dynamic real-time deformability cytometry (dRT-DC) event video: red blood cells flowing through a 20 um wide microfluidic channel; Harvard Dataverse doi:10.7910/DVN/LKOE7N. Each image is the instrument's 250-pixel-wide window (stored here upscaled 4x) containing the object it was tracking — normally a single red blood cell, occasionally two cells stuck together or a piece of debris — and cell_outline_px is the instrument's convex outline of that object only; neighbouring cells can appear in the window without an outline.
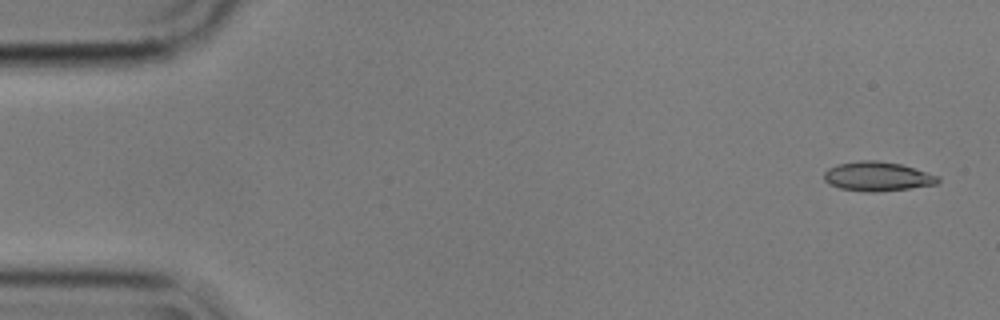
{"species": "common noctule bat (a hibernating species)", "species_latin": "Nyctalus noctula", "temperature_condition": "cold", "stored_images_in_passage": 4, "camera_frame_rate_fps": 3000, "um_per_image_px": 0.085, "animal": {"sex": "male", "body_mass_g": 17.9}, "frame": {"image": 1, "passage_image": 1, "time_ms": 0.0, "image_size_px": [1000, 320], "cell_outline_px": [[940, 180], [936, 184], [908, 188], [876, 192], [864, 192], [840, 188], [828, 184], [824, 180], [824, 172], [828, 168], [836, 164], [860, 160], [876, 160], [900, 164], [940, 176]], "centroid_in_image_um": [74.54, 14.99], "position_along_channel_um": 10.5, "area_um2": 19.48}}
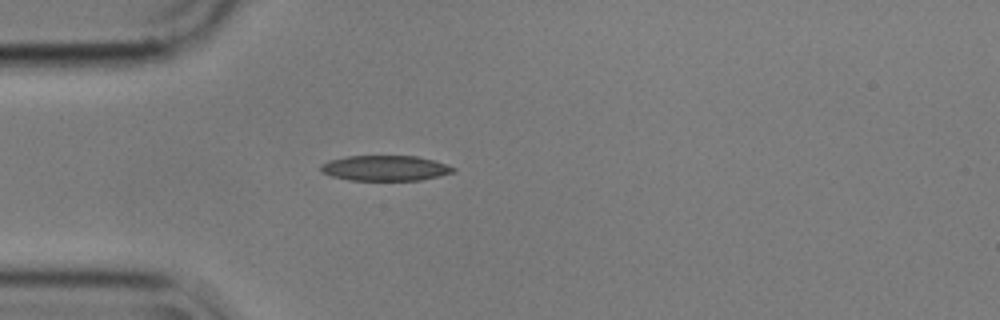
{"frame": {"image": 2, "passage_image": 4, "time_ms": 1.0, "image_size_px": [1000, 320], "cell_outline_px": [[456, 172], [440, 176], [420, 180], [348, 180], [332, 176], [320, 172], [320, 164], [328, 160], [348, 156], [416, 156], [432, 160], [456, 168]], "centroid_in_image_um": [32.71, 14.29], "position_along_channel_um": 52.3, "area_um2": 19.59}}